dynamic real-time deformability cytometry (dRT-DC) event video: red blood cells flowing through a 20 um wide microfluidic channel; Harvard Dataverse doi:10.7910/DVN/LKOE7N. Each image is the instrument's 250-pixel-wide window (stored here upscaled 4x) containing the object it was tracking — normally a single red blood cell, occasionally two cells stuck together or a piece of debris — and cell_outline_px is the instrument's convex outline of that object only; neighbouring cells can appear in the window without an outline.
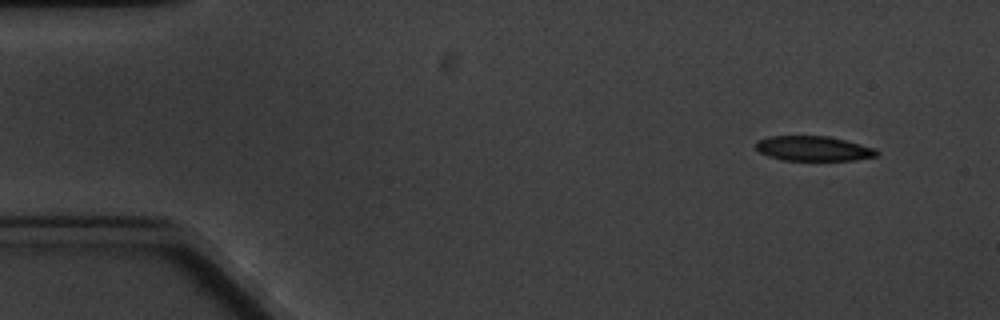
{"species": "common noctule bat (a hibernating species)", "species_latin": "Nyctalus noctula", "temperature_condition": "cold", "stored_images_in_passage": 4, "camera_frame_rate_fps": 3000, "um_per_image_px": 0.085, "animal": {"sex": "male", "body_mass_g": 20.1, "forearm_length_mm": 53.5}, "frame": {"image": 1, "passage_image": 1, "time_ms": 0.0, "image_size_px": [1000, 320], "cell_outline_px": [[880, 152], [876, 156], [856, 160], [784, 160], [768, 156], [760, 152], [756, 148], [756, 140], [768, 136], [828, 136], [876, 148]], "centroid_in_image_um": [69.14, 12.62], "position_along_channel_um": 15.9, "area_um2": 17.51}}